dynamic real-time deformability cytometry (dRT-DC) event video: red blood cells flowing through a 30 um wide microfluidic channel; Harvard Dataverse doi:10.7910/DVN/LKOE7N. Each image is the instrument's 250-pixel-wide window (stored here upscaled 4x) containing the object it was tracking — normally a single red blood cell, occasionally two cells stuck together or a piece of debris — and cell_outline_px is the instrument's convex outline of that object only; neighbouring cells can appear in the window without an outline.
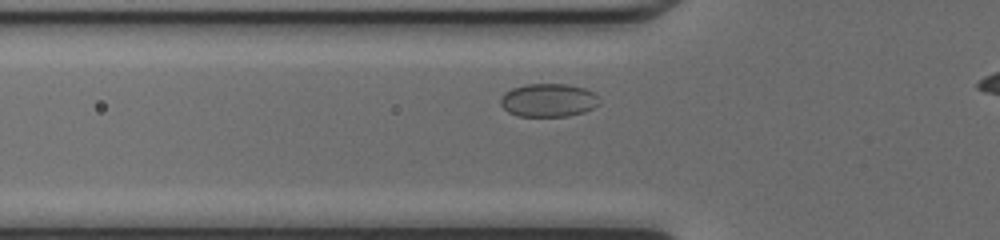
{"species": "common noctule bat (a hibernating species)", "species_latin": "Nyctalus noctula", "temperature_condition": "cold", "stored_images_in_passage": 28, "camera_frame_rate_fps": 3000, "um_per_image_px": 0.085, "animal": {"sex": "female", "body_mass_g": 17.0, "forearm_length_mm": 48.0}, "frame": {"image": 1, "passage_image": 4, "time_ms": 1.0, "image_size_px": [1000, 240], "cell_outline_px": [[600, 104], [584, 112], [568, 116], [516, 116], [508, 112], [500, 104], [500, 96], [504, 92], [512, 88], [524, 84], [568, 84], [584, 88], [592, 92], [596, 96]], "centroid_in_image_um": [46.57, 8.52], "position_along_channel_um": 79.2, "area_um2": 19.25}}
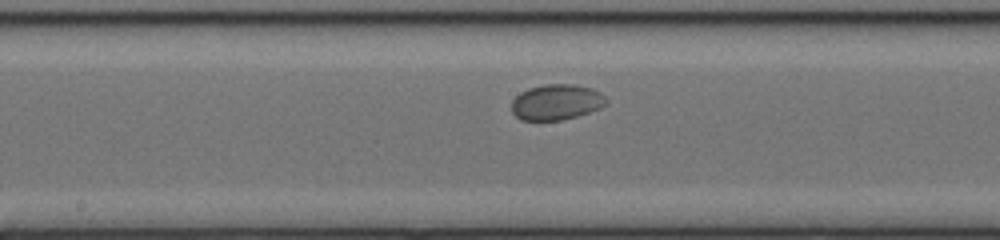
{"frame": {"image": 2, "passage_image": 13, "time_ms": 4.0, "image_size_px": [1000, 240], "cell_outline_px": [[608, 100], [600, 108], [576, 116], [560, 120], [520, 120], [512, 112], [512, 100], [520, 92], [528, 88], [544, 84], [572, 84], [592, 88], [600, 92]], "centroid_in_image_um": [47.27, 8.67], "position_along_channel_um": 200.9, "area_um2": 19.59}}
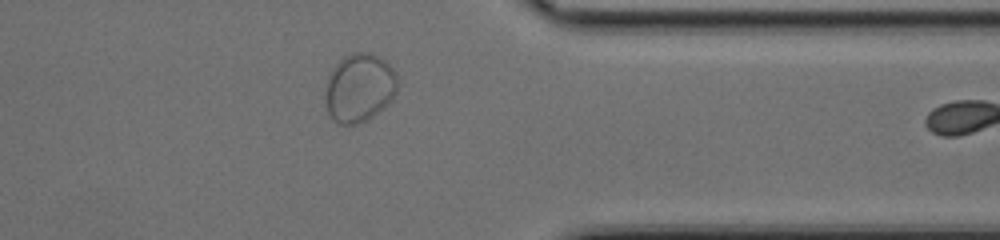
{"frame": {"image": 3, "passage_image": 27, "time_ms": 8.667, "image_size_px": [1000, 240], "cell_outline_px": [[400, 84], [396, 92], [372, 116], [356, 124], [340, 124], [332, 120], [328, 112], [324, 100], [324, 96], [328, 80], [332, 68], [344, 56], [352, 52], [368, 52], [380, 56], [396, 72]], "centroid_in_image_um": [30.53, 7.43], "position_along_channel_um": 380.9, "area_um2": 28.73}}